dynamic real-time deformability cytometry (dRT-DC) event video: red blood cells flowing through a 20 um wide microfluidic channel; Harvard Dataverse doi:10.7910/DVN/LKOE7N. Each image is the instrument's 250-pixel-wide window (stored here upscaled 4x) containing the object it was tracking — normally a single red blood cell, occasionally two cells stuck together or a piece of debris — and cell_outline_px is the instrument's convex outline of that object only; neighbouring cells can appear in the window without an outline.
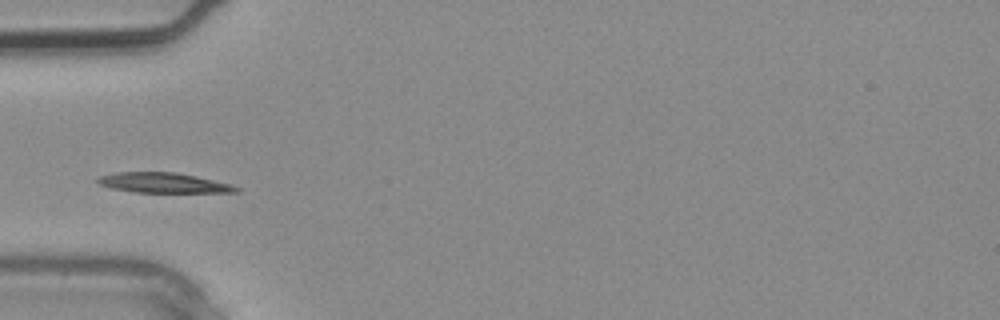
{"species": "common noctule bat (a hibernating species)", "species_latin": "Nyctalus noctula", "temperature_condition": "warm", "stored_images_in_passage": 1, "camera_frame_rate_fps": 3000, "um_per_image_px": 0.085, "animal": {"sex": "male", "body_mass_g": 20.4}, "frame": {"image": 1, "passage_image": 1, "time_ms": 0.0, "image_size_px": [1000, 320], "cell_outline_px": [[240, 192], [136, 192], [112, 188], [96, 184], [96, 180], [100, 176], [116, 172], [172, 172], [196, 176], [232, 184], [240, 188]], "centroid_in_image_um": [13.88, 15.54], "position_along_channel_um": 71.1, "area_um2": 16.13}}